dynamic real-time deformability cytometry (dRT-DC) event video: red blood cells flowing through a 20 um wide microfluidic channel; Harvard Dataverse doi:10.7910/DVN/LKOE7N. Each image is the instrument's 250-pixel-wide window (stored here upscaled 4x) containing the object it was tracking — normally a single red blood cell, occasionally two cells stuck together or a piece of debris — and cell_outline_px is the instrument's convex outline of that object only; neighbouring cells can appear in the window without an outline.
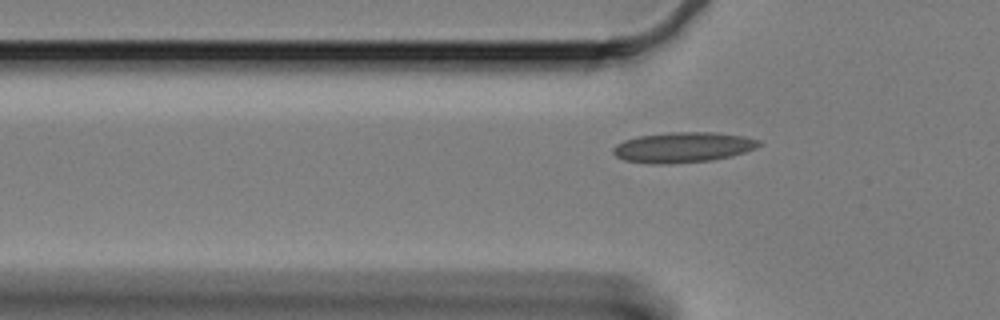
{"species": "Egyptian fruit bat (a non-hibernating species)", "species_latin": "Rousettus aegyptiacus", "temperature_condition": "cold", "stored_images_in_passage": 44, "camera_frame_rate_fps": 3000, "um_per_image_px": 0.085, "animal": {"sex": "female"}, "frame": {"image": 1, "passage_image": 6, "time_ms": 1.667, "image_size_px": [1000, 320], "cell_outline_px": [[764, 144], [756, 148], [732, 156], [712, 160], [668, 164], [652, 164], [624, 160], [616, 156], [612, 152], [612, 148], [616, 144], [624, 140], [636, 136], [668, 132], [716, 132], [744, 136], [760, 140]], "centroid_in_image_um": [58.06, 12.51], "position_along_channel_um": 67.7, "area_um2": 26.13}}
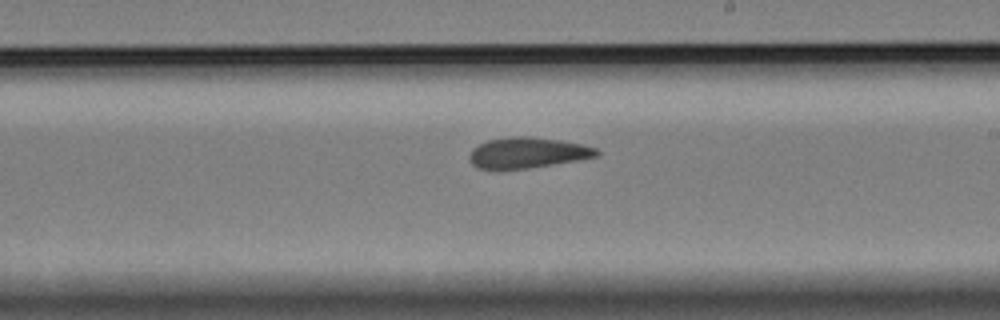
{"frame": {"image": 2, "passage_image": 22, "time_ms": 7.0, "image_size_px": [1000, 320], "cell_outline_px": [[600, 152], [596, 156], [576, 160], [528, 168], [476, 168], [472, 164], [468, 156], [472, 148], [488, 140], [512, 136], [532, 136], [560, 140], [580, 144], [596, 148]], "centroid_in_image_um": [44.81, 12.96], "position_along_channel_um": 244.2, "area_um2": 22.43}}
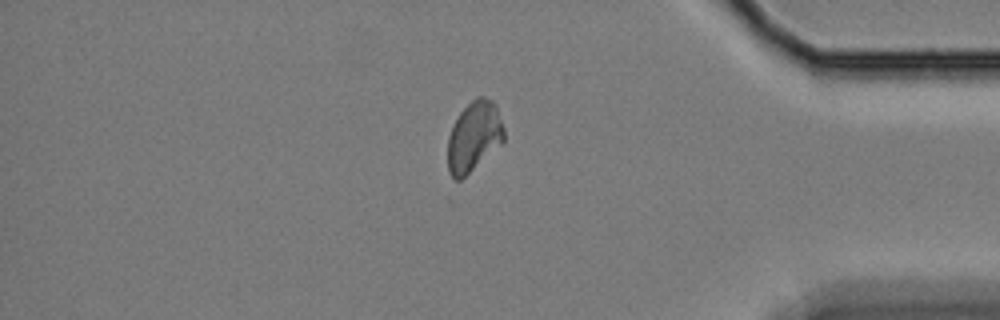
{"frame": {"image": 3, "passage_image": 38, "time_ms": 12.333, "image_size_px": [1000, 320], "cell_outline_px": [[504, 140], [500, 144], [460, 180], [456, 180], [448, 172], [448, 136], [460, 112], [476, 96], [484, 96], [492, 100], [496, 104], [504, 128]], "centroid_in_image_um": [40.29, 11.57], "position_along_channel_um": 394.9, "area_um2": 22.66}}